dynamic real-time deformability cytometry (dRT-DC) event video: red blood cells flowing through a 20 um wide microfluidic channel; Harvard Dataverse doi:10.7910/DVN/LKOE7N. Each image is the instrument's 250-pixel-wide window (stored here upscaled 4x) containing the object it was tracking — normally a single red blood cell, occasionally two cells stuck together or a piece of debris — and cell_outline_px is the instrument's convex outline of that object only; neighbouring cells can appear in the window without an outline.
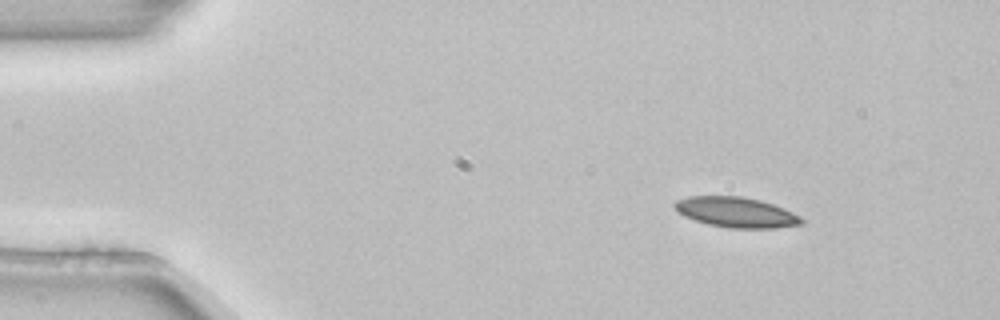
{"species": "common noctule bat (a hibernating species)", "species_latin": "Nyctalus noctula", "temperature_condition": "room temperature", "stored_images_in_passage": 5, "camera_frame_rate_fps": 3000, "um_per_image_px": 0.085, "animal": {"sex": "female", "body_mass_g": 22.7, "forearm_length_mm": 54.2}, "frame": {"image": 1, "passage_image": 1, "time_ms": 0.0, "image_size_px": [1000, 320], "cell_outline_px": [[804, 224], [776, 228], [728, 228], [708, 224], [684, 216], [676, 212], [672, 204], [676, 200], [688, 196], [740, 196], [760, 200], [784, 208], [800, 216], [804, 220]], "centroid_in_image_um": [62.56, 18.04], "position_along_channel_um": 22.4, "area_um2": 22.54}}
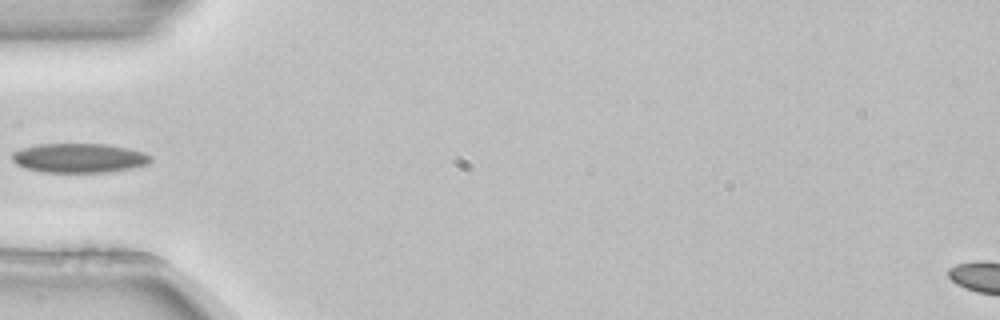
{"frame": {"image": 2, "passage_image": 4, "time_ms": 1.0, "image_size_px": [1000, 320], "cell_outline_px": [[152, 160], [148, 164], [132, 168], [108, 172], [44, 172], [24, 168], [16, 164], [12, 160], [12, 152], [36, 144], [104, 144], [128, 148], [144, 152], [152, 156]], "centroid_in_image_um": [6.74, 13.43], "position_along_channel_um": 78.3, "area_um2": 23.76}}